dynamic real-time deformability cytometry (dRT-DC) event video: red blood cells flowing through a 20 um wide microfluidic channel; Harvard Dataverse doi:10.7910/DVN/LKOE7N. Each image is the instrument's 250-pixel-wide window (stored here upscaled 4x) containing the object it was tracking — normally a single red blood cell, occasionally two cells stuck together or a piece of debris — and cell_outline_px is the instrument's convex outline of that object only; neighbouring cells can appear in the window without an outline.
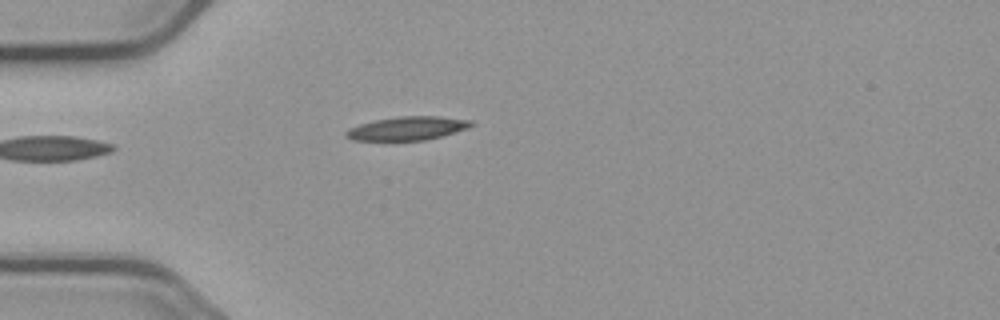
{"species": "common noctule bat (a hibernating species)", "species_latin": "Nyctalus noctula", "temperature_condition": "cold", "stored_images_in_passage": 1, "camera_frame_rate_fps": 3000, "um_per_image_px": 0.085, "animal": {"sex": "male", "body_mass_g": 23.1, "forearm_length_mm": 52.7}, "frame": {"image": 1, "passage_image": 1, "time_ms": 0.0, "image_size_px": [1000, 320], "cell_outline_px": [[476, 124], [468, 128], [440, 136], [424, 140], [352, 140], [344, 136], [344, 132], [348, 128], [360, 124], [376, 120], [400, 116], [440, 116], [472, 120]], "centroid_in_image_um": [34.63, 10.9], "position_along_channel_um": 50.4, "area_um2": 17.17}}